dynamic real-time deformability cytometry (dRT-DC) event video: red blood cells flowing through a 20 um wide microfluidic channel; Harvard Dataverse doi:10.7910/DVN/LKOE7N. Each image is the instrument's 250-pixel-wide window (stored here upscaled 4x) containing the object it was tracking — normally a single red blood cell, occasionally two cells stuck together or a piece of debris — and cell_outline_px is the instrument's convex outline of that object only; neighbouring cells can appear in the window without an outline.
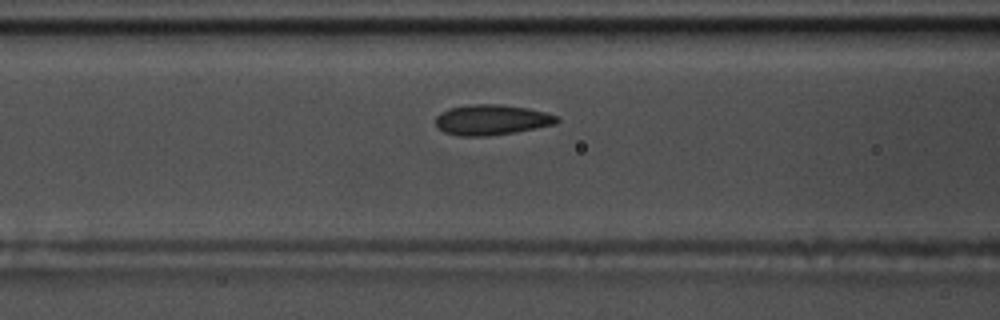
{"species": "common noctule bat (a hibernating species)", "species_latin": "Nyctalus noctula", "temperature_condition": "warm", "stored_images_in_passage": 15, "camera_frame_rate_fps": 3000, "um_per_image_px": 0.085, "animal": {"sex": "male", "body_mass_g": 17.5, "forearm_length_mm": 52.3}, "frame": {"image": 1, "passage_image": 13, "time_ms": 4.0, "image_size_px": [1000, 320], "cell_outline_px": [[560, 120], [556, 124], [516, 132], [488, 136], [460, 136], [444, 132], [436, 128], [436, 116], [440, 112], [448, 108], [472, 104], [500, 104], [528, 108], [544, 112], [556, 116]], "centroid_in_image_um": [41.76, 10.19], "position_along_channel_um": 124.8, "area_um2": 21.62}}